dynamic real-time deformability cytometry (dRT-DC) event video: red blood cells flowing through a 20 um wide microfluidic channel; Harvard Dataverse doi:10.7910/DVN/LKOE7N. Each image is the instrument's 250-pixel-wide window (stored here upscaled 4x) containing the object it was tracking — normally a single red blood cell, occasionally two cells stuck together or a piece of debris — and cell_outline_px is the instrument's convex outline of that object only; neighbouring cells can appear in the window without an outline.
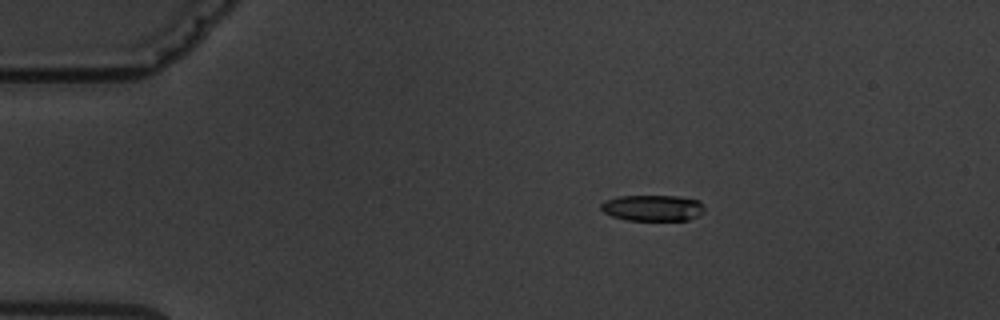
{"species": "common noctule bat (a hibernating species)", "species_latin": "Nyctalus noctula", "temperature_condition": "warm", "stored_images_in_passage": 3, "camera_frame_rate_fps": 3000, "um_per_image_px": 0.085, "animal": {"sex": "male", "body_mass_g": 19.5, "forearm_length_mm": 54.6}, "frame": {"image": 1, "passage_image": 1, "time_ms": 0.0, "image_size_px": [1000, 320], "cell_outline_px": [[704, 212], [688, 220], [628, 220], [612, 216], [604, 212], [600, 208], [600, 204], [604, 200], [620, 196], [676, 196], [700, 200], [704, 204]], "centroid_in_image_um": [55.49, 17.67], "position_along_channel_um": 29.5, "area_um2": 15.78}}